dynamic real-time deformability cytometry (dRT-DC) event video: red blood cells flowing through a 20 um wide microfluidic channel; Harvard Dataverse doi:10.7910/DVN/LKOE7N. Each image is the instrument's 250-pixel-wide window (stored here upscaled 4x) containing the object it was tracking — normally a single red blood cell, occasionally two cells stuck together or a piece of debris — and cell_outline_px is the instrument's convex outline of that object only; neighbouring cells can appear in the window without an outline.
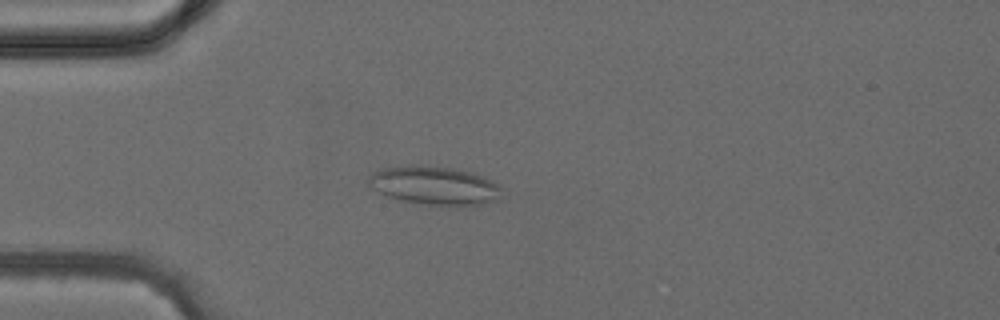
{"species": "common noctule bat (a hibernating species)", "species_latin": "Nyctalus noctula", "temperature_condition": "cold", "stored_images_in_passage": 40, "camera_frame_rate_fps": 3000, "um_per_image_px": 0.085, "animal": {"sex": "female", "body_mass_g": 24.6, "forearm_length_mm": 56.2}, "frame": {"image": 1, "passage_image": 10, "time_ms": 3.0, "image_size_px": [1000, 320], "cell_outline_px": [[504, 188], [500, 200], [484, 204], [420, 204], [396, 200], [384, 196], [372, 188], [368, 184], [368, 176], [372, 172], [384, 168], [416, 164], [452, 168], [472, 172], [484, 176], [492, 180]], "centroid_in_image_um": [36.93, 15.76], "position_along_channel_um": 48.1, "area_um2": 30.29}}
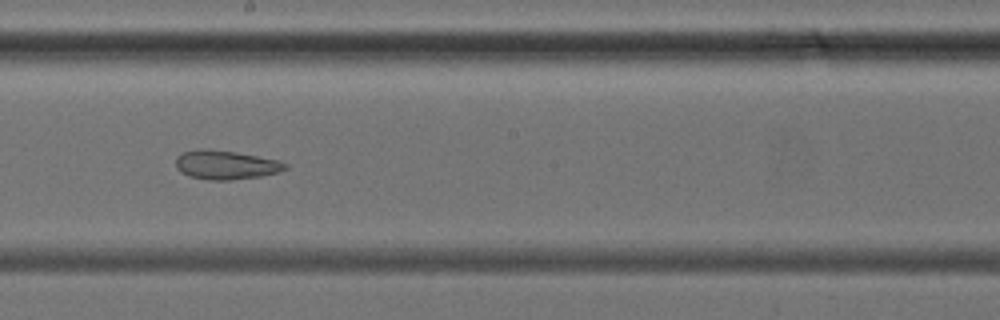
{"frame": {"image": 2, "passage_image": 22, "time_ms": 7.0, "image_size_px": [1000, 320], "cell_outline_px": [[288, 168], [280, 172], [260, 176], [232, 180], [208, 180], [188, 176], [180, 172], [176, 168], [176, 156], [184, 152], [200, 148], [208, 148], [236, 152], [280, 160], [288, 164]], "centroid_in_image_um": [19.2, 14.01], "position_along_channel_um": 229.0, "area_um2": 18.79}}
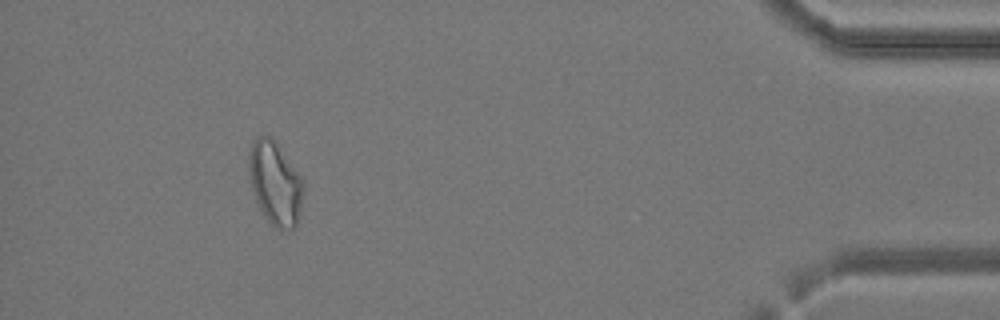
{"frame": {"image": 3, "passage_image": 37, "time_ms": 12.0, "image_size_px": [1000, 320], "cell_outline_px": [[304, 188], [300, 212], [296, 228], [276, 228], [264, 216], [256, 200], [252, 188], [248, 168], [248, 156], [252, 140], [256, 136], [272, 136], [276, 140], [304, 180]], "centroid_in_image_um": [23.4, 15.52], "position_along_channel_um": 411.8, "area_um2": 26.76}}